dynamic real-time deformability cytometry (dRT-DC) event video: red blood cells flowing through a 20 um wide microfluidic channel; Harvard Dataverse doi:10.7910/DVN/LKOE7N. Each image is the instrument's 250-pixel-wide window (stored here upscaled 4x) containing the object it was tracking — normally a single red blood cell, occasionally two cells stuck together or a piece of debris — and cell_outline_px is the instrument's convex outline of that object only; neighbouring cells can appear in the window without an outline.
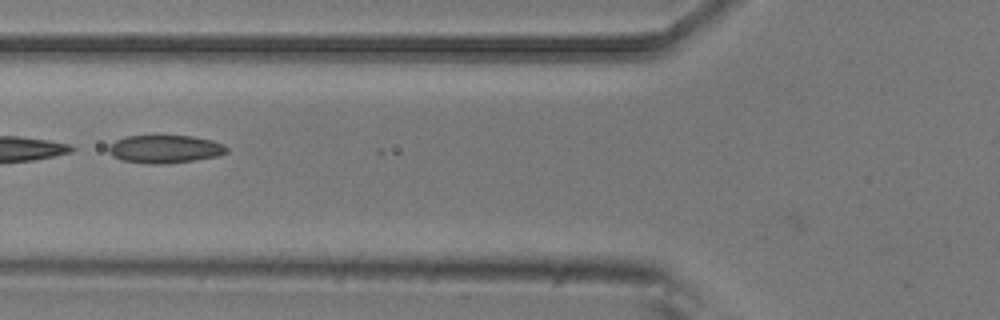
{"species": "common noctule bat (a hibernating species)", "species_latin": "Nyctalus noctula", "temperature_condition": "room temperature", "stored_images_in_passage": 8, "camera_frame_rate_fps": 3000, "um_per_image_px": 0.085, "animal": {"sex": "male", "body_mass_g": 20.5, "forearm_length_mm": 52.5}, "frame": {"image": 1, "passage_image": 6, "time_ms": 1.667, "image_size_px": [1000, 320], "cell_outline_px": [[228, 152], [216, 156], [168, 164], [148, 164], [120, 160], [112, 156], [108, 152], [108, 144], [124, 136], [156, 132], [192, 136], [212, 140], [224, 144], [228, 148]], "centroid_in_image_um": [13.95, 12.61], "position_along_channel_um": 111.9, "area_um2": 20.4}}
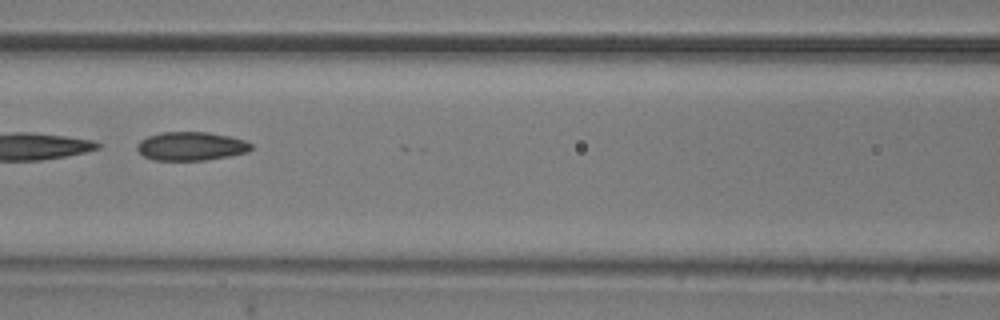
{"frame": {"image": 2, "passage_image": 7, "time_ms": 2.0, "image_size_px": [1000, 320], "cell_outline_px": [[252, 148], [248, 152], [228, 156], [204, 160], [152, 160], [144, 156], [136, 148], [136, 144], [140, 140], [148, 136], [160, 132], [208, 132], [232, 136], [244, 140], [252, 144]], "centroid_in_image_um": [16.23, 12.42], "position_along_channel_um": 150.4, "area_um2": 19.13}}
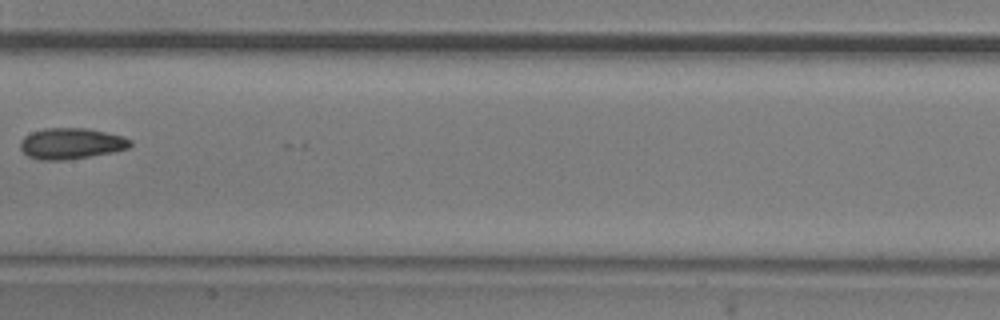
{"frame": {"image": 3, "passage_image": 8, "time_ms": 2.333, "image_size_px": [1000, 320], "cell_outline_px": [[132, 144], [128, 148], [112, 152], [64, 160], [40, 160], [28, 156], [20, 148], [20, 140], [24, 136], [32, 132], [44, 128], [88, 128], [124, 136], [132, 140]], "centroid_in_image_um": [6.04, 12.19], "position_along_channel_um": 201.4, "area_um2": 19.88}}